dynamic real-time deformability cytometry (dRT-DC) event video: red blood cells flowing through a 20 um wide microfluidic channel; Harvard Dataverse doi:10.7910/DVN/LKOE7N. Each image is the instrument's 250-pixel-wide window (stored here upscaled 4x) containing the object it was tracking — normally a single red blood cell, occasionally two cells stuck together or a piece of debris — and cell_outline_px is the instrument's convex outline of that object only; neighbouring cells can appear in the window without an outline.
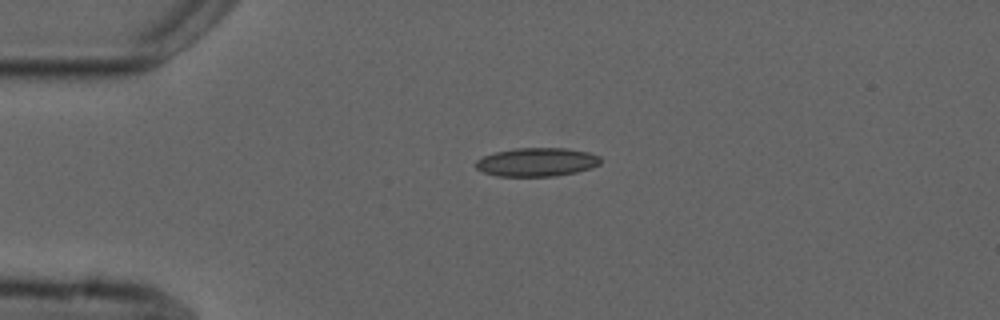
{"species": "common noctule bat (a hibernating species)", "species_latin": "Nyctalus noctula", "temperature_condition": "cold", "stored_images_in_passage": 2, "camera_frame_rate_fps": 3000, "um_per_image_px": 0.085, "animal": {"sex": "male", "forearm_length_mm": 52.5}, "frame": {"image": 1, "passage_image": 1, "time_ms": 0.0, "image_size_px": [1000, 320], "cell_outline_px": [[600, 164], [592, 168], [576, 172], [556, 176], [496, 176], [484, 172], [476, 168], [476, 160], [484, 156], [496, 152], [516, 148], [564, 148], [588, 152], [600, 156]], "centroid_in_image_um": [45.64, 13.78], "position_along_channel_um": 39.4, "area_um2": 20.75}}